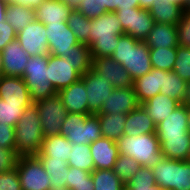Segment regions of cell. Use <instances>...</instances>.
I'll return each instance as SVG.
<instances>
[{"mask_svg": "<svg viewBox=\"0 0 190 190\" xmlns=\"http://www.w3.org/2000/svg\"><path fill=\"white\" fill-rule=\"evenodd\" d=\"M121 22L115 12H108L91 19L89 47L92 57H111L119 42V36L124 35Z\"/></svg>", "mask_w": 190, "mask_h": 190, "instance_id": "1", "label": "cell"}, {"mask_svg": "<svg viewBox=\"0 0 190 190\" xmlns=\"http://www.w3.org/2000/svg\"><path fill=\"white\" fill-rule=\"evenodd\" d=\"M149 51L145 41L124 34L119 36L111 58L124 67L134 81L152 70Z\"/></svg>", "mask_w": 190, "mask_h": 190, "instance_id": "2", "label": "cell"}, {"mask_svg": "<svg viewBox=\"0 0 190 190\" xmlns=\"http://www.w3.org/2000/svg\"><path fill=\"white\" fill-rule=\"evenodd\" d=\"M35 103L26 107L15 125V151L19 156L37 155L41 150L44 134Z\"/></svg>", "mask_w": 190, "mask_h": 190, "instance_id": "3", "label": "cell"}, {"mask_svg": "<svg viewBox=\"0 0 190 190\" xmlns=\"http://www.w3.org/2000/svg\"><path fill=\"white\" fill-rule=\"evenodd\" d=\"M119 154L129 156L141 166L152 168L164 157L156 133L122 135L116 141Z\"/></svg>", "mask_w": 190, "mask_h": 190, "instance_id": "4", "label": "cell"}, {"mask_svg": "<svg viewBox=\"0 0 190 190\" xmlns=\"http://www.w3.org/2000/svg\"><path fill=\"white\" fill-rule=\"evenodd\" d=\"M60 134L78 145H90L102 137L100 122L95 114L68 113Z\"/></svg>", "mask_w": 190, "mask_h": 190, "instance_id": "5", "label": "cell"}, {"mask_svg": "<svg viewBox=\"0 0 190 190\" xmlns=\"http://www.w3.org/2000/svg\"><path fill=\"white\" fill-rule=\"evenodd\" d=\"M48 55L30 56L22 78L33 103L55 96L57 91L48 80Z\"/></svg>", "mask_w": 190, "mask_h": 190, "instance_id": "6", "label": "cell"}, {"mask_svg": "<svg viewBox=\"0 0 190 190\" xmlns=\"http://www.w3.org/2000/svg\"><path fill=\"white\" fill-rule=\"evenodd\" d=\"M156 184L163 190H190V161L163 157L152 168Z\"/></svg>", "mask_w": 190, "mask_h": 190, "instance_id": "7", "label": "cell"}, {"mask_svg": "<svg viewBox=\"0 0 190 190\" xmlns=\"http://www.w3.org/2000/svg\"><path fill=\"white\" fill-rule=\"evenodd\" d=\"M16 167L22 190H48L50 176L36 155L19 156Z\"/></svg>", "mask_w": 190, "mask_h": 190, "instance_id": "8", "label": "cell"}, {"mask_svg": "<svg viewBox=\"0 0 190 190\" xmlns=\"http://www.w3.org/2000/svg\"><path fill=\"white\" fill-rule=\"evenodd\" d=\"M35 105L37 107L39 119L42 122L41 128L44 137L59 135L61 125L67 118L68 112L58 94L37 101Z\"/></svg>", "mask_w": 190, "mask_h": 190, "instance_id": "9", "label": "cell"}, {"mask_svg": "<svg viewBox=\"0 0 190 190\" xmlns=\"http://www.w3.org/2000/svg\"><path fill=\"white\" fill-rule=\"evenodd\" d=\"M126 35L144 41L154 25V19L149 10L140 7L119 9L115 12Z\"/></svg>", "mask_w": 190, "mask_h": 190, "instance_id": "10", "label": "cell"}, {"mask_svg": "<svg viewBox=\"0 0 190 190\" xmlns=\"http://www.w3.org/2000/svg\"><path fill=\"white\" fill-rule=\"evenodd\" d=\"M187 105L181 103L166 119L156 126L159 141L190 140Z\"/></svg>", "mask_w": 190, "mask_h": 190, "instance_id": "11", "label": "cell"}, {"mask_svg": "<svg viewBox=\"0 0 190 190\" xmlns=\"http://www.w3.org/2000/svg\"><path fill=\"white\" fill-rule=\"evenodd\" d=\"M45 25L35 19L17 33L16 39L29 56L49 55Z\"/></svg>", "mask_w": 190, "mask_h": 190, "instance_id": "12", "label": "cell"}, {"mask_svg": "<svg viewBox=\"0 0 190 190\" xmlns=\"http://www.w3.org/2000/svg\"><path fill=\"white\" fill-rule=\"evenodd\" d=\"M49 44V54L66 57L79 41L67 23L45 24Z\"/></svg>", "mask_w": 190, "mask_h": 190, "instance_id": "13", "label": "cell"}, {"mask_svg": "<svg viewBox=\"0 0 190 190\" xmlns=\"http://www.w3.org/2000/svg\"><path fill=\"white\" fill-rule=\"evenodd\" d=\"M91 69L101 78L109 80L114 88L133 86V80L127 70L111 57H92Z\"/></svg>", "mask_w": 190, "mask_h": 190, "instance_id": "14", "label": "cell"}, {"mask_svg": "<svg viewBox=\"0 0 190 190\" xmlns=\"http://www.w3.org/2000/svg\"><path fill=\"white\" fill-rule=\"evenodd\" d=\"M48 80L58 92L77 82L81 75L74 69L69 59L48 55Z\"/></svg>", "mask_w": 190, "mask_h": 190, "instance_id": "15", "label": "cell"}, {"mask_svg": "<svg viewBox=\"0 0 190 190\" xmlns=\"http://www.w3.org/2000/svg\"><path fill=\"white\" fill-rule=\"evenodd\" d=\"M81 79L85 83L89 110L93 114L98 113L102 108L103 100L110 96L114 87L109 80L101 78L92 69L82 75Z\"/></svg>", "mask_w": 190, "mask_h": 190, "instance_id": "16", "label": "cell"}, {"mask_svg": "<svg viewBox=\"0 0 190 190\" xmlns=\"http://www.w3.org/2000/svg\"><path fill=\"white\" fill-rule=\"evenodd\" d=\"M140 105L133 86L113 88L110 96L103 100L102 108L98 113L128 114Z\"/></svg>", "mask_w": 190, "mask_h": 190, "instance_id": "17", "label": "cell"}, {"mask_svg": "<svg viewBox=\"0 0 190 190\" xmlns=\"http://www.w3.org/2000/svg\"><path fill=\"white\" fill-rule=\"evenodd\" d=\"M1 53L3 57L2 75L22 77L30 56L18 40L9 42Z\"/></svg>", "mask_w": 190, "mask_h": 190, "instance_id": "18", "label": "cell"}, {"mask_svg": "<svg viewBox=\"0 0 190 190\" xmlns=\"http://www.w3.org/2000/svg\"><path fill=\"white\" fill-rule=\"evenodd\" d=\"M68 113L93 114L89 110L84 81L80 78L57 92Z\"/></svg>", "mask_w": 190, "mask_h": 190, "instance_id": "19", "label": "cell"}, {"mask_svg": "<svg viewBox=\"0 0 190 190\" xmlns=\"http://www.w3.org/2000/svg\"><path fill=\"white\" fill-rule=\"evenodd\" d=\"M0 99L8 104L33 103L24 79L14 76H0Z\"/></svg>", "mask_w": 190, "mask_h": 190, "instance_id": "20", "label": "cell"}, {"mask_svg": "<svg viewBox=\"0 0 190 190\" xmlns=\"http://www.w3.org/2000/svg\"><path fill=\"white\" fill-rule=\"evenodd\" d=\"M95 169H113L119 156L116 141L101 137L90 144Z\"/></svg>", "mask_w": 190, "mask_h": 190, "instance_id": "21", "label": "cell"}, {"mask_svg": "<svg viewBox=\"0 0 190 190\" xmlns=\"http://www.w3.org/2000/svg\"><path fill=\"white\" fill-rule=\"evenodd\" d=\"M34 10L36 19L45 25L67 23L73 9L62 0H45Z\"/></svg>", "mask_w": 190, "mask_h": 190, "instance_id": "22", "label": "cell"}, {"mask_svg": "<svg viewBox=\"0 0 190 190\" xmlns=\"http://www.w3.org/2000/svg\"><path fill=\"white\" fill-rule=\"evenodd\" d=\"M164 82V70L152 68L150 72L133 81V87L139 100L143 103L160 93Z\"/></svg>", "mask_w": 190, "mask_h": 190, "instance_id": "23", "label": "cell"}, {"mask_svg": "<svg viewBox=\"0 0 190 190\" xmlns=\"http://www.w3.org/2000/svg\"><path fill=\"white\" fill-rule=\"evenodd\" d=\"M144 41L149 48L178 47L177 25L154 23Z\"/></svg>", "mask_w": 190, "mask_h": 190, "instance_id": "24", "label": "cell"}, {"mask_svg": "<svg viewBox=\"0 0 190 190\" xmlns=\"http://www.w3.org/2000/svg\"><path fill=\"white\" fill-rule=\"evenodd\" d=\"M181 103L165 94H157L149 100L141 103L147 114L153 119L157 126L166 119Z\"/></svg>", "mask_w": 190, "mask_h": 190, "instance_id": "25", "label": "cell"}, {"mask_svg": "<svg viewBox=\"0 0 190 190\" xmlns=\"http://www.w3.org/2000/svg\"><path fill=\"white\" fill-rule=\"evenodd\" d=\"M156 133V125L153 119L140 105L137 109L127 114L124 123V134L130 136Z\"/></svg>", "mask_w": 190, "mask_h": 190, "instance_id": "26", "label": "cell"}, {"mask_svg": "<svg viewBox=\"0 0 190 190\" xmlns=\"http://www.w3.org/2000/svg\"><path fill=\"white\" fill-rule=\"evenodd\" d=\"M72 143L61 134L44 137L41 150L36 156H48L57 161H68Z\"/></svg>", "mask_w": 190, "mask_h": 190, "instance_id": "27", "label": "cell"}, {"mask_svg": "<svg viewBox=\"0 0 190 190\" xmlns=\"http://www.w3.org/2000/svg\"><path fill=\"white\" fill-rule=\"evenodd\" d=\"M50 176L48 190H69L67 187L68 161H57L48 156H37Z\"/></svg>", "mask_w": 190, "mask_h": 190, "instance_id": "28", "label": "cell"}, {"mask_svg": "<svg viewBox=\"0 0 190 190\" xmlns=\"http://www.w3.org/2000/svg\"><path fill=\"white\" fill-rule=\"evenodd\" d=\"M154 23L177 25L184 13V8L168 0H153L149 9Z\"/></svg>", "mask_w": 190, "mask_h": 190, "instance_id": "29", "label": "cell"}, {"mask_svg": "<svg viewBox=\"0 0 190 190\" xmlns=\"http://www.w3.org/2000/svg\"><path fill=\"white\" fill-rule=\"evenodd\" d=\"M36 19L34 8L21 3H8L6 21L18 33Z\"/></svg>", "mask_w": 190, "mask_h": 190, "instance_id": "30", "label": "cell"}, {"mask_svg": "<svg viewBox=\"0 0 190 190\" xmlns=\"http://www.w3.org/2000/svg\"><path fill=\"white\" fill-rule=\"evenodd\" d=\"M95 115L100 122L102 137L117 141L124 135L127 114L95 113Z\"/></svg>", "mask_w": 190, "mask_h": 190, "instance_id": "31", "label": "cell"}, {"mask_svg": "<svg viewBox=\"0 0 190 190\" xmlns=\"http://www.w3.org/2000/svg\"><path fill=\"white\" fill-rule=\"evenodd\" d=\"M91 176L94 190H124L126 188L113 169H94Z\"/></svg>", "mask_w": 190, "mask_h": 190, "instance_id": "32", "label": "cell"}, {"mask_svg": "<svg viewBox=\"0 0 190 190\" xmlns=\"http://www.w3.org/2000/svg\"><path fill=\"white\" fill-rule=\"evenodd\" d=\"M186 87L187 82H185L175 72L164 70V82L163 86H161V94H165L168 97L183 103L186 94Z\"/></svg>", "mask_w": 190, "mask_h": 190, "instance_id": "33", "label": "cell"}, {"mask_svg": "<svg viewBox=\"0 0 190 190\" xmlns=\"http://www.w3.org/2000/svg\"><path fill=\"white\" fill-rule=\"evenodd\" d=\"M67 24L72 30L79 43L89 46V33L91 30V19L82 15L76 9L72 10L67 19Z\"/></svg>", "mask_w": 190, "mask_h": 190, "instance_id": "34", "label": "cell"}, {"mask_svg": "<svg viewBox=\"0 0 190 190\" xmlns=\"http://www.w3.org/2000/svg\"><path fill=\"white\" fill-rule=\"evenodd\" d=\"M67 163L70 167H76L87 172H92L95 167L92 154L90 153V145L72 144L70 158Z\"/></svg>", "mask_w": 190, "mask_h": 190, "instance_id": "35", "label": "cell"}, {"mask_svg": "<svg viewBox=\"0 0 190 190\" xmlns=\"http://www.w3.org/2000/svg\"><path fill=\"white\" fill-rule=\"evenodd\" d=\"M65 59L73 64L74 69L82 76L91 69L92 56L90 47L86 44L79 43L73 46V50L67 54Z\"/></svg>", "mask_w": 190, "mask_h": 190, "instance_id": "36", "label": "cell"}, {"mask_svg": "<svg viewBox=\"0 0 190 190\" xmlns=\"http://www.w3.org/2000/svg\"><path fill=\"white\" fill-rule=\"evenodd\" d=\"M149 54L152 68L172 71L176 60L177 47L150 48Z\"/></svg>", "mask_w": 190, "mask_h": 190, "instance_id": "37", "label": "cell"}, {"mask_svg": "<svg viewBox=\"0 0 190 190\" xmlns=\"http://www.w3.org/2000/svg\"><path fill=\"white\" fill-rule=\"evenodd\" d=\"M127 190H163L156 184L151 168L141 166L132 179L126 184Z\"/></svg>", "mask_w": 190, "mask_h": 190, "instance_id": "38", "label": "cell"}, {"mask_svg": "<svg viewBox=\"0 0 190 190\" xmlns=\"http://www.w3.org/2000/svg\"><path fill=\"white\" fill-rule=\"evenodd\" d=\"M67 187L69 190H94L91 172L69 166Z\"/></svg>", "mask_w": 190, "mask_h": 190, "instance_id": "39", "label": "cell"}, {"mask_svg": "<svg viewBox=\"0 0 190 190\" xmlns=\"http://www.w3.org/2000/svg\"><path fill=\"white\" fill-rule=\"evenodd\" d=\"M165 158L188 160L190 140L159 141Z\"/></svg>", "mask_w": 190, "mask_h": 190, "instance_id": "40", "label": "cell"}, {"mask_svg": "<svg viewBox=\"0 0 190 190\" xmlns=\"http://www.w3.org/2000/svg\"><path fill=\"white\" fill-rule=\"evenodd\" d=\"M139 168H141V165L136 160L129 156L119 154L113 171L126 185L134 177Z\"/></svg>", "mask_w": 190, "mask_h": 190, "instance_id": "41", "label": "cell"}, {"mask_svg": "<svg viewBox=\"0 0 190 190\" xmlns=\"http://www.w3.org/2000/svg\"><path fill=\"white\" fill-rule=\"evenodd\" d=\"M31 104H8L0 99V123L15 127L23 110Z\"/></svg>", "mask_w": 190, "mask_h": 190, "instance_id": "42", "label": "cell"}, {"mask_svg": "<svg viewBox=\"0 0 190 190\" xmlns=\"http://www.w3.org/2000/svg\"><path fill=\"white\" fill-rule=\"evenodd\" d=\"M172 71L185 82L190 81V47H177L176 60Z\"/></svg>", "mask_w": 190, "mask_h": 190, "instance_id": "43", "label": "cell"}, {"mask_svg": "<svg viewBox=\"0 0 190 190\" xmlns=\"http://www.w3.org/2000/svg\"><path fill=\"white\" fill-rule=\"evenodd\" d=\"M76 10L89 19L99 17L105 14L104 0H82Z\"/></svg>", "mask_w": 190, "mask_h": 190, "instance_id": "44", "label": "cell"}, {"mask_svg": "<svg viewBox=\"0 0 190 190\" xmlns=\"http://www.w3.org/2000/svg\"><path fill=\"white\" fill-rule=\"evenodd\" d=\"M0 190H22L17 167L0 173Z\"/></svg>", "mask_w": 190, "mask_h": 190, "instance_id": "45", "label": "cell"}, {"mask_svg": "<svg viewBox=\"0 0 190 190\" xmlns=\"http://www.w3.org/2000/svg\"><path fill=\"white\" fill-rule=\"evenodd\" d=\"M178 46L190 47V12H185L177 23Z\"/></svg>", "mask_w": 190, "mask_h": 190, "instance_id": "46", "label": "cell"}, {"mask_svg": "<svg viewBox=\"0 0 190 190\" xmlns=\"http://www.w3.org/2000/svg\"><path fill=\"white\" fill-rule=\"evenodd\" d=\"M19 155L15 149L0 147V173L16 167Z\"/></svg>", "mask_w": 190, "mask_h": 190, "instance_id": "47", "label": "cell"}, {"mask_svg": "<svg viewBox=\"0 0 190 190\" xmlns=\"http://www.w3.org/2000/svg\"><path fill=\"white\" fill-rule=\"evenodd\" d=\"M14 130L13 126L0 123V147L15 149Z\"/></svg>", "mask_w": 190, "mask_h": 190, "instance_id": "48", "label": "cell"}, {"mask_svg": "<svg viewBox=\"0 0 190 190\" xmlns=\"http://www.w3.org/2000/svg\"><path fill=\"white\" fill-rule=\"evenodd\" d=\"M17 33L8 21L0 22V52L6 47L9 42L16 40Z\"/></svg>", "mask_w": 190, "mask_h": 190, "instance_id": "49", "label": "cell"}, {"mask_svg": "<svg viewBox=\"0 0 190 190\" xmlns=\"http://www.w3.org/2000/svg\"><path fill=\"white\" fill-rule=\"evenodd\" d=\"M139 7V0H115V12L119 9Z\"/></svg>", "mask_w": 190, "mask_h": 190, "instance_id": "50", "label": "cell"}, {"mask_svg": "<svg viewBox=\"0 0 190 190\" xmlns=\"http://www.w3.org/2000/svg\"><path fill=\"white\" fill-rule=\"evenodd\" d=\"M7 3H21L24 5H29L32 8H36L45 0H5Z\"/></svg>", "mask_w": 190, "mask_h": 190, "instance_id": "51", "label": "cell"}, {"mask_svg": "<svg viewBox=\"0 0 190 190\" xmlns=\"http://www.w3.org/2000/svg\"><path fill=\"white\" fill-rule=\"evenodd\" d=\"M8 3L5 0H0V22L6 21V9Z\"/></svg>", "mask_w": 190, "mask_h": 190, "instance_id": "52", "label": "cell"}, {"mask_svg": "<svg viewBox=\"0 0 190 190\" xmlns=\"http://www.w3.org/2000/svg\"><path fill=\"white\" fill-rule=\"evenodd\" d=\"M105 13L115 12V0H104Z\"/></svg>", "mask_w": 190, "mask_h": 190, "instance_id": "53", "label": "cell"}, {"mask_svg": "<svg viewBox=\"0 0 190 190\" xmlns=\"http://www.w3.org/2000/svg\"><path fill=\"white\" fill-rule=\"evenodd\" d=\"M153 0H139V7L145 10H149L152 6Z\"/></svg>", "mask_w": 190, "mask_h": 190, "instance_id": "54", "label": "cell"}, {"mask_svg": "<svg viewBox=\"0 0 190 190\" xmlns=\"http://www.w3.org/2000/svg\"><path fill=\"white\" fill-rule=\"evenodd\" d=\"M62 1L65 2L70 8L74 10L77 9L82 0H62Z\"/></svg>", "mask_w": 190, "mask_h": 190, "instance_id": "55", "label": "cell"}, {"mask_svg": "<svg viewBox=\"0 0 190 190\" xmlns=\"http://www.w3.org/2000/svg\"><path fill=\"white\" fill-rule=\"evenodd\" d=\"M183 104L190 105V81L187 82L186 94Z\"/></svg>", "mask_w": 190, "mask_h": 190, "instance_id": "56", "label": "cell"}, {"mask_svg": "<svg viewBox=\"0 0 190 190\" xmlns=\"http://www.w3.org/2000/svg\"><path fill=\"white\" fill-rule=\"evenodd\" d=\"M168 1L175 5L182 6L183 8H184V3L186 2V0H168Z\"/></svg>", "mask_w": 190, "mask_h": 190, "instance_id": "57", "label": "cell"}, {"mask_svg": "<svg viewBox=\"0 0 190 190\" xmlns=\"http://www.w3.org/2000/svg\"><path fill=\"white\" fill-rule=\"evenodd\" d=\"M188 132L190 133V105H187Z\"/></svg>", "mask_w": 190, "mask_h": 190, "instance_id": "58", "label": "cell"}, {"mask_svg": "<svg viewBox=\"0 0 190 190\" xmlns=\"http://www.w3.org/2000/svg\"><path fill=\"white\" fill-rule=\"evenodd\" d=\"M184 11L190 12V0H186V2L184 3Z\"/></svg>", "mask_w": 190, "mask_h": 190, "instance_id": "59", "label": "cell"}, {"mask_svg": "<svg viewBox=\"0 0 190 190\" xmlns=\"http://www.w3.org/2000/svg\"><path fill=\"white\" fill-rule=\"evenodd\" d=\"M2 69H3V57L2 53L0 52V76L2 75Z\"/></svg>", "mask_w": 190, "mask_h": 190, "instance_id": "60", "label": "cell"}, {"mask_svg": "<svg viewBox=\"0 0 190 190\" xmlns=\"http://www.w3.org/2000/svg\"><path fill=\"white\" fill-rule=\"evenodd\" d=\"M188 160L190 161V144H189Z\"/></svg>", "mask_w": 190, "mask_h": 190, "instance_id": "61", "label": "cell"}]
</instances>
